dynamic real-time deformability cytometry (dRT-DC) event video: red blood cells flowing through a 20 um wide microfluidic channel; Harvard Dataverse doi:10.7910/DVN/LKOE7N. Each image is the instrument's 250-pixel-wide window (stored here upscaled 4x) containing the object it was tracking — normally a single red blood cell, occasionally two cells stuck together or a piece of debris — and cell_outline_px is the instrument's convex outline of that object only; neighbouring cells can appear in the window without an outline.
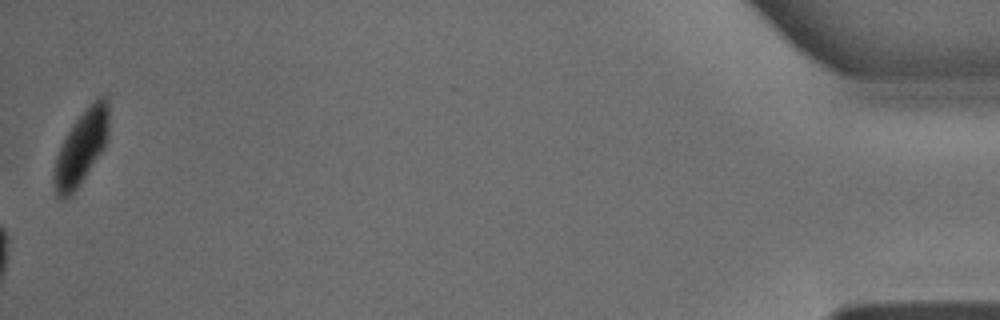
{"species": "common noctule bat (a hibernating species)", "species_latin": "Nyctalus noctula", "temperature_condition": "warm", "stored_images_in_passage": 37, "camera_frame_rate_fps": 3000, "um_per_image_px": 0.085, "animal": {"sex": "male", "body_mass_g": 15.6}, "frame": {"image": 1, "passage_image": 37, "time_ms": 12.0, "image_size_px": [1000, 320], "cell_outline_px": [[108, 136], [104, 148], [76, 188], [64, 200], [56, 196], [52, 176], [56, 156], [72, 124], [96, 96], [108, 96]], "centroid_in_image_um": [6.91, 12.5], "position_along_channel_um": 428.3, "area_um2": 23.35}}